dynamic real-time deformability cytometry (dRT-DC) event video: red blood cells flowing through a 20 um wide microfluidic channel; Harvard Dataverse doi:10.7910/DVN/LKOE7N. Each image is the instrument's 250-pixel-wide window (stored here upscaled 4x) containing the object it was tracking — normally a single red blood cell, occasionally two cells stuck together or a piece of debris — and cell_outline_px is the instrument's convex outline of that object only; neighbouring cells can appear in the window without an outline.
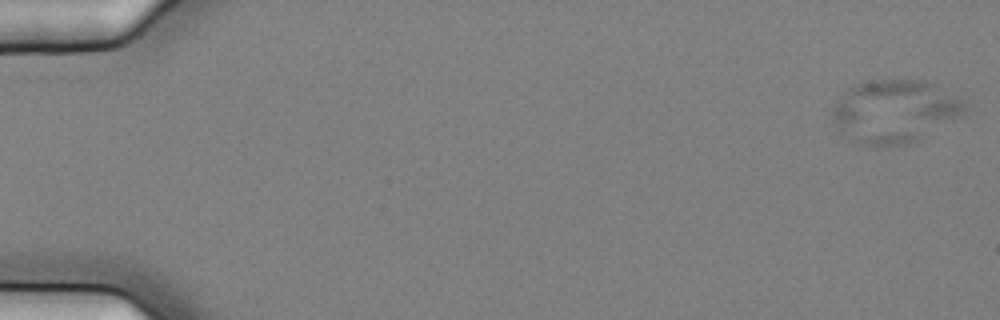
{"species": "common noctule bat (a hibernating species)", "species_latin": "Nyctalus noctula", "temperature_condition": "cold", "stored_images_in_passage": 11, "camera_frame_rate_fps": 3000, "um_per_image_px": 0.085, "animal": {"sex": "female", "body_mass_g": 25.1}, "frame": {"image": 1, "passage_image": 1, "time_ms": 0.0, "image_size_px": [1000, 320], "cell_outline_px": [[964, 112], [960, 116], [904, 144], [860, 144], [852, 140], [840, 132], [836, 128], [832, 120], [832, 104], [852, 84], [872, 80], [924, 80], [964, 100]], "centroid_in_image_um": [75.94, 9.42], "position_along_channel_um": 9.1, "area_um2": 47.51}}
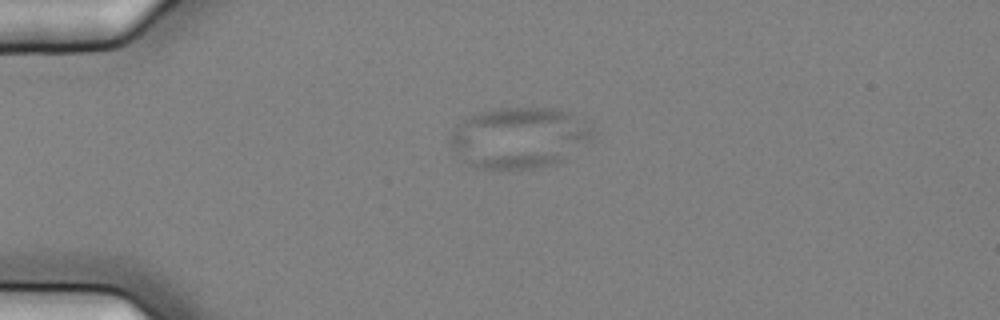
{"frame": {"image": 2, "passage_image": 4, "time_ms": 1.0, "image_size_px": [1000, 320], "cell_outline_px": [[592, 136], [568, 160], [556, 164], [536, 168], [476, 168], [460, 160], [448, 144], [448, 136], [452, 128], [468, 116], [476, 112], [500, 108], [556, 108], [572, 112], [592, 132]], "centroid_in_image_um": [44.05, 11.71], "position_along_channel_um": 41.0, "area_um2": 51.04}}